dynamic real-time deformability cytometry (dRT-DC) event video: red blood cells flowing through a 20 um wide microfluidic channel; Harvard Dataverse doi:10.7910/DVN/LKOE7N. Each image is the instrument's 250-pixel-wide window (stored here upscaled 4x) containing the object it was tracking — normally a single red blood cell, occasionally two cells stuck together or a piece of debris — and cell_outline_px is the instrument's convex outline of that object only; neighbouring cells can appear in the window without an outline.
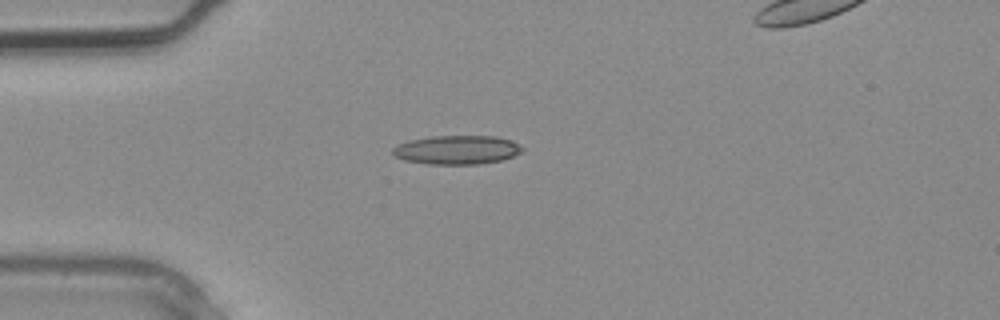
{"species": "common noctule bat (a hibernating species)", "species_latin": "Nyctalus noctula", "temperature_condition": "warm", "stored_images_in_passage": 2, "segment_of_instrument_passage": [1, 2], "camera_frame_rate_fps": 3000, "um_per_image_px": 0.085, "animal": {"sex": "male", "body_mass_g": 20.4}, "frame": {"image": 1, "passage_image": 1, "time_ms": 0.0, "image_size_px": [1000, 320], "cell_outline_px": [[524, 148], [520, 152], [504, 160], [480, 164], [428, 164], [404, 160], [392, 156], [392, 148], [396, 144], [408, 140], [432, 136], [496, 136], [512, 140], [520, 144]], "centroid_in_image_um": [38.81, 12.73], "position_along_channel_um": 46.2, "area_um2": 22.14}}